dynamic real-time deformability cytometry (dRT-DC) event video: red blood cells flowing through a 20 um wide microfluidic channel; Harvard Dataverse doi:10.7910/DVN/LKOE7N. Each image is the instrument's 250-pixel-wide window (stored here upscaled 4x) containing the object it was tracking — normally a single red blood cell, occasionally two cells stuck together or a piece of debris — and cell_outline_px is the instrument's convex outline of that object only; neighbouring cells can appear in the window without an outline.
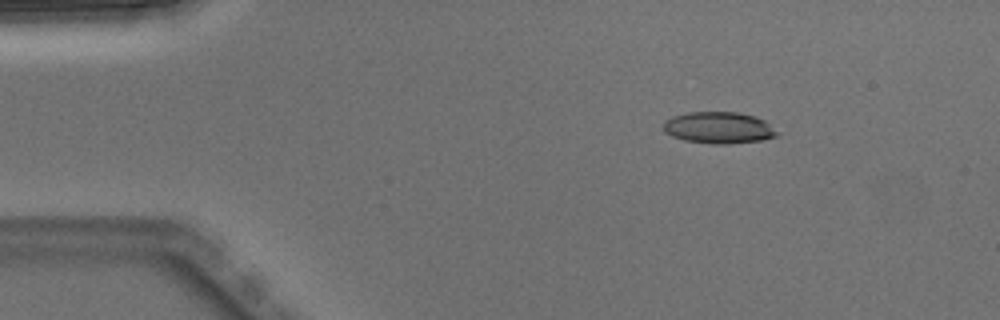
{"species": "Egyptian fruit bat (a non-hibernating species)", "species_latin": "Rousettus aegyptiacus", "temperature_condition": "warm", "stored_images_in_passage": 3, "camera_frame_rate_fps": 3000, "um_per_image_px": 0.085, "animal": {"sex": "male"}, "frame": {"image": 1, "passage_image": 1, "time_ms": 0.0, "image_size_px": [1000, 320], "cell_outline_px": [[780, 132], [776, 136], [760, 140], [728, 144], [712, 144], [684, 140], [672, 136], [664, 132], [664, 120], [672, 116], [688, 112], [736, 112], [756, 116], [764, 120]], "centroid_in_image_um": [61.09, 10.85], "position_along_channel_um": 23.9, "area_um2": 21.04}}
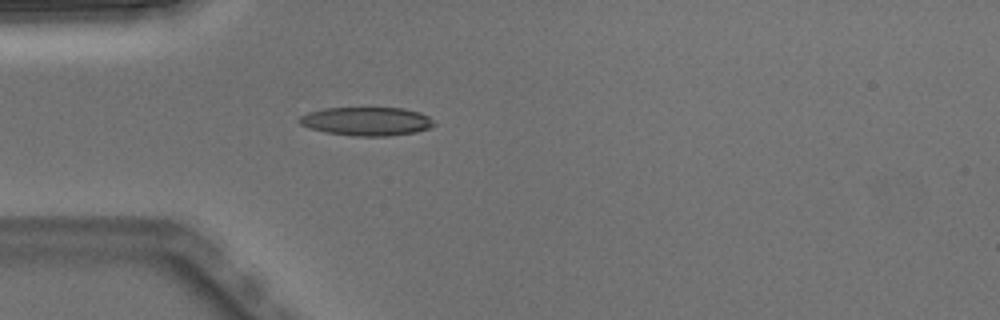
{"frame": {"image": 2, "passage_image": 3, "time_ms": 0.667, "image_size_px": [1000, 320], "cell_outline_px": [[436, 124], [428, 128], [416, 132], [388, 136], [352, 136], [324, 132], [308, 128], [300, 124], [296, 120], [300, 116], [308, 112], [324, 108], [404, 108], [420, 112], [428, 116]], "centroid_in_image_um": [31.12, 10.31], "position_along_channel_um": 53.9, "area_um2": 22.6}}